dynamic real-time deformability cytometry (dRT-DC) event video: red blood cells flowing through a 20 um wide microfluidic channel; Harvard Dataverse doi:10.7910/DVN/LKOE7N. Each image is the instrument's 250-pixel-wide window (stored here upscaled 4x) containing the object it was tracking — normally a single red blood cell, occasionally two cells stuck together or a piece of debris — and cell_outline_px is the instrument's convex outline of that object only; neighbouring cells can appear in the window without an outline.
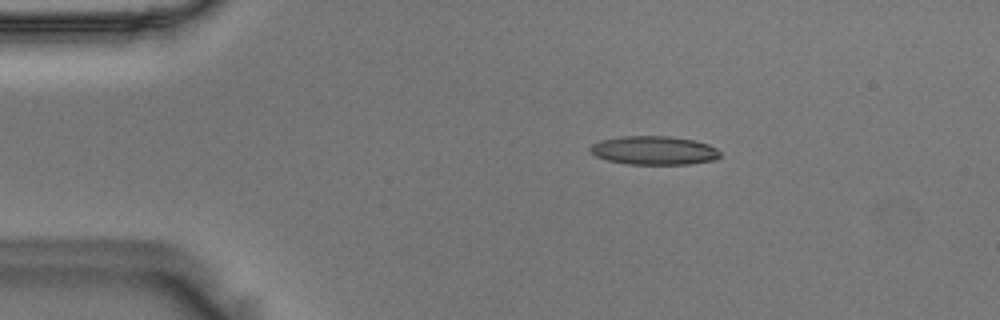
{"species": "Egyptian fruit bat (a non-hibernating species)", "species_latin": "Rousettus aegyptiacus", "temperature_condition": "room temperature", "stored_images_in_passage": 49, "camera_frame_rate_fps": 3000, "um_per_image_px": 0.085, "animal": {"sex": "male"}, "frame": {"image": 1, "passage_image": 4, "time_ms": 1.0, "image_size_px": [1000, 320], "cell_outline_px": [[720, 156], [716, 160], [688, 164], [628, 164], [608, 160], [596, 156], [588, 148], [592, 144], [600, 140], [620, 136], [668, 136], [696, 140], [708, 144], [716, 148], [720, 152]], "centroid_in_image_um": [55.61, 12.78], "position_along_channel_um": 29.4, "area_um2": 21.79}}
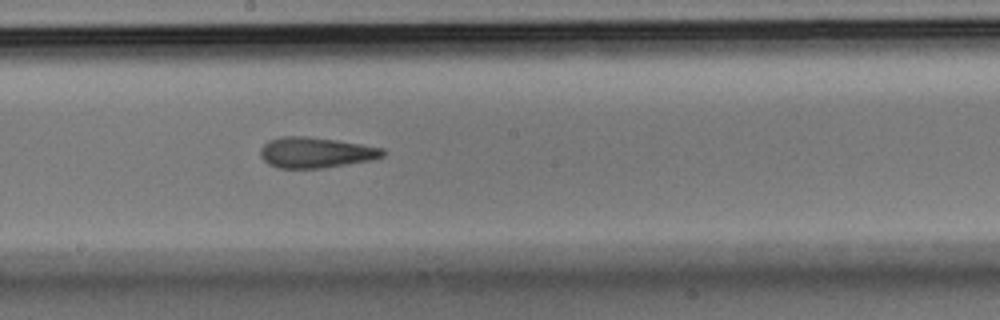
{"frame": {"image": 2, "passage_image": 24, "time_ms": 7.667, "image_size_px": [1000, 320], "cell_outline_px": [[388, 152], [384, 156], [372, 160], [324, 168], [280, 168], [268, 164], [260, 156], [260, 148], [268, 140], [280, 136], [304, 136], [336, 140], [384, 148]], "centroid_in_image_um": [26.85, 12.96], "position_along_channel_um": 221.4, "area_um2": 22.02}}
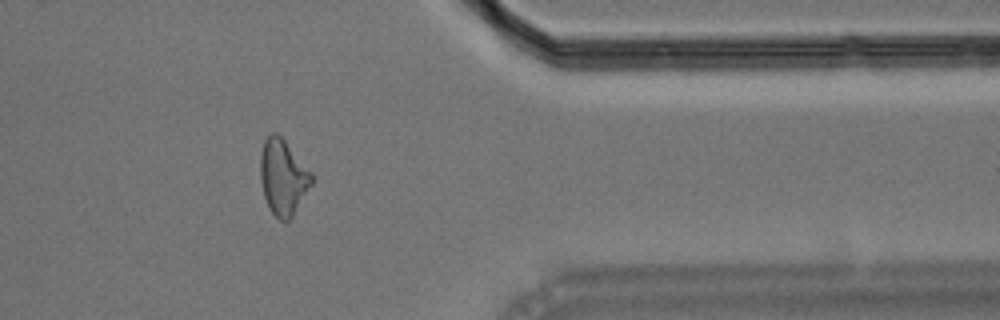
{"frame": {"image": 3, "passage_image": 39, "time_ms": 12.667, "image_size_px": [1000, 320], "cell_outline_px": [[312, 184], [292, 216], [288, 220], [280, 220], [268, 208], [264, 196], [260, 180], [260, 152], [264, 140], [272, 132], [276, 132], [284, 140], [312, 172]], "centroid_in_image_um": [24.04, 15.04], "position_along_channel_um": 387.4, "area_um2": 22.43}, "authors_computed_cell_mechanics": {"area_um2": 21.9062, "velocity_mm_per_s": 3.6536, "shape_relaxation_time_tau1_ms": null, "shape_relaxation_time_tau2_ms": 3.642, "deformation_change_tau1": null, "deformation_change_tau2": 0.1476}}